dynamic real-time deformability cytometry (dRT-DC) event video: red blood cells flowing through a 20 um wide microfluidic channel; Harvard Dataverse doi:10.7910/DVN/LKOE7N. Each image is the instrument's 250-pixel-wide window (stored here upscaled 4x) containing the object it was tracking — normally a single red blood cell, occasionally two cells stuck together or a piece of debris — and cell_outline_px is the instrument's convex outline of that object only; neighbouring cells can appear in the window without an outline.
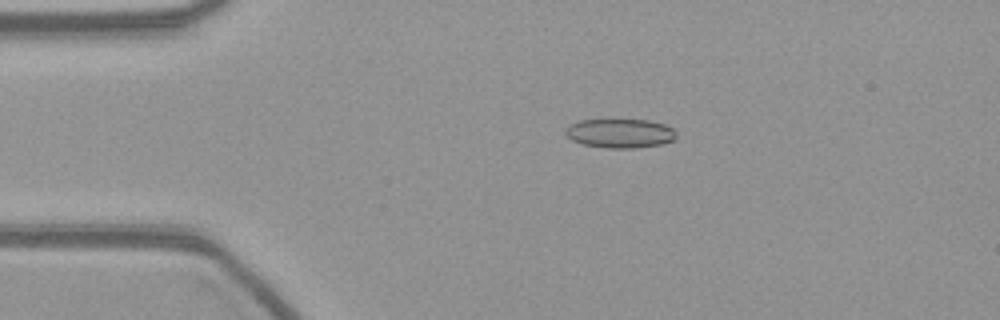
{"species": "common noctule bat (a hibernating species)", "species_latin": "Nyctalus noctula", "temperature_condition": "warm", "stored_images_in_passage": 46, "camera_frame_rate_fps": 3000, "um_per_image_px": 0.085, "animal": {"sex": "female", "body_mass_g": 21.9}, "frame": {"image": 1, "passage_image": 2, "time_ms": 0.333, "image_size_px": [1000, 320], "cell_outline_px": [[676, 140], [664, 144], [636, 148], [608, 148], [584, 144], [572, 140], [564, 132], [564, 128], [568, 124], [580, 120], [648, 120], [664, 124], [672, 128], [676, 132]], "centroid_in_image_um": [52.72, 11.33], "position_along_channel_um": 32.3, "area_um2": 18.96}}
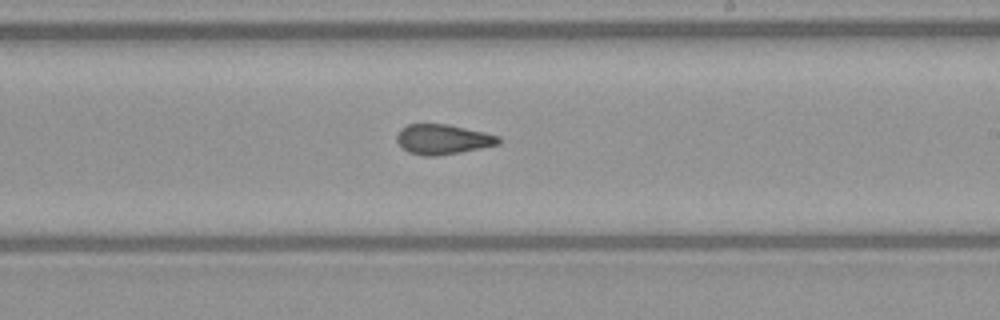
{"frame": {"image": 2, "passage_image": 23, "time_ms": 7.333, "image_size_px": [1000, 320], "cell_outline_px": [[500, 144], [460, 152], [436, 156], [424, 156], [408, 152], [396, 140], [396, 136], [400, 128], [408, 124], [448, 124], [484, 132], [500, 136]], "centroid_in_image_um": [37.63, 11.84], "position_along_channel_um": 251.4, "area_um2": 17.74}}
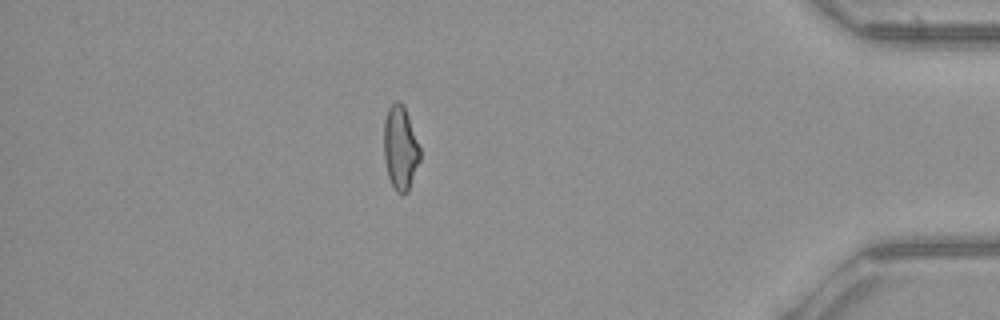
{"frame": {"image": 3, "passage_image": 39, "time_ms": 12.667, "image_size_px": [1000, 320], "cell_outline_px": [[420, 160], [408, 192], [396, 192], [388, 176], [384, 160], [384, 120], [388, 108], [396, 100], [400, 100], [404, 104], [420, 148]], "centroid_in_image_um": [34.02, 12.54], "position_along_channel_um": 401.2, "area_um2": 17.69}}